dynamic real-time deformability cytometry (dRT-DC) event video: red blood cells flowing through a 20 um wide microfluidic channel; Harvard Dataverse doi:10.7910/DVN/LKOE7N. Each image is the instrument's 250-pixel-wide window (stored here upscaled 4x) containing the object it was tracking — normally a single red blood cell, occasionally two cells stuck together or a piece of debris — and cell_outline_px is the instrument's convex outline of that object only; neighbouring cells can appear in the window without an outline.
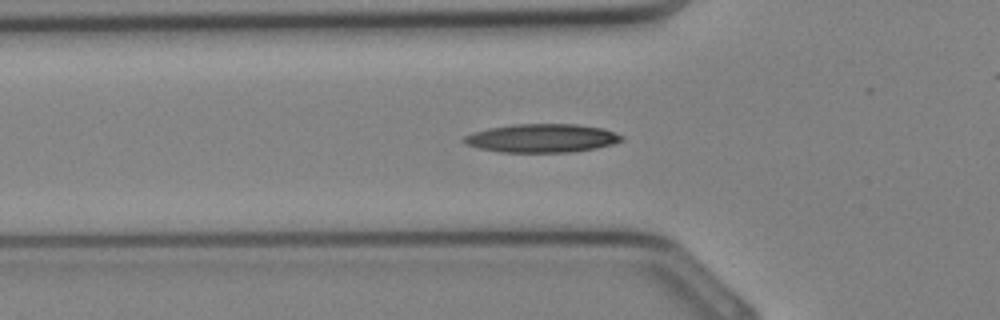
{"species": "Egyptian fruit bat (a non-hibernating species)", "species_latin": "Rousettus aegyptiacus", "temperature_condition": "cold", "stored_images_in_passage": 5, "camera_frame_rate_fps": 3000, "um_per_image_px": 0.085, "animal": {"sex": "female"}, "frame": {"image": 1, "passage_image": 4, "time_ms": 1.0, "image_size_px": [1000, 320], "cell_outline_px": [[624, 140], [612, 144], [596, 148], [572, 152], [500, 152], [480, 148], [464, 144], [464, 136], [472, 132], [512, 124], [576, 124], [604, 128], [616, 132], [624, 136]], "centroid_in_image_um": [46.1, 11.74], "position_along_channel_um": 79.7, "area_um2": 26.24}}